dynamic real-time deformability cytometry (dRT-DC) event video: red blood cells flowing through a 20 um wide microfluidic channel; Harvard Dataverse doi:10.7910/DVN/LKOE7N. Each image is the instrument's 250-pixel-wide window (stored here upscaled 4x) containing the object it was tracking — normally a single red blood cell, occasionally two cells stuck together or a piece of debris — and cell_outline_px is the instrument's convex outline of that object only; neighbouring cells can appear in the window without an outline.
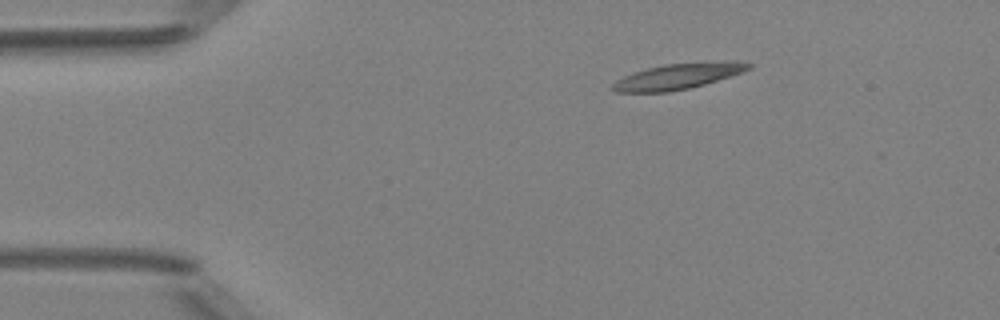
{"species": "Egyptian fruit bat (a non-hibernating species)", "species_latin": "Rousettus aegyptiacus", "temperature_condition": "room temperature", "stored_images_in_passage": 6, "camera_frame_rate_fps": 3000, "um_per_image_px": 0.085, "animal": {"sex": "female"}, "frame": {"image": 1, "passage_image": 1, "time_ms": 0.0, "image_size_px": [1000, 320], "cell_outline_px": [[752, 68], [704, 84], [688, 88], [668, 92], [616, 92], [612, 88], [612, 84], [616, 80], [624, 76], [648, 68], [664, 64], [704, 60], [744, 60], [752, 64]], "centroid_in_image_um": [57.71, 6.44], "position_along_channel_um": 27.3, "area_um2": 20.63}}
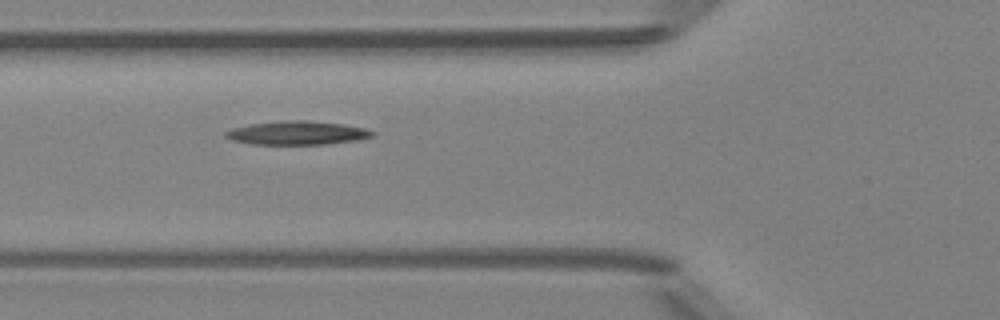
{"frame": {"image": 2, "passage_image": 4, "time_ms": 3.333, "image_size_px": [1000, 320], "cell_outline_px": [[376, 132], [372, 136], [356, 140], [324, 144], [252, 144], [232, 140], [224, 136], [224, 132], [232, 128], [252, 124], [292, 120], [308, 120], [344, 124], [364, 128]], "centroid_in_image_um": [25.26, 11.3], "position_along_channel_um": 100.5, "area_um2": 20.0}}
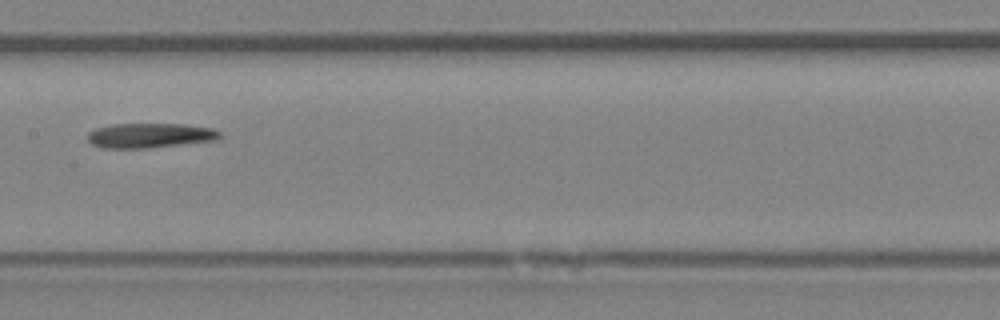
{"frame": {"image": 3, "passage_image": 6, "time_ms": 5.667, "image_size_px": [1000, 320], "cell_outline_px": [[220, 136], [216, 140], [148, 148], [104, 148], [92, 144], [88, 140], [88, 132], [96, 128], [112, 124], [184, 124], [212, 128], [220, 132]], "centroid_in_image_um": [12.72, 11.51], "position_along_channel_um": 194.7, "area_um2": 18.96}}